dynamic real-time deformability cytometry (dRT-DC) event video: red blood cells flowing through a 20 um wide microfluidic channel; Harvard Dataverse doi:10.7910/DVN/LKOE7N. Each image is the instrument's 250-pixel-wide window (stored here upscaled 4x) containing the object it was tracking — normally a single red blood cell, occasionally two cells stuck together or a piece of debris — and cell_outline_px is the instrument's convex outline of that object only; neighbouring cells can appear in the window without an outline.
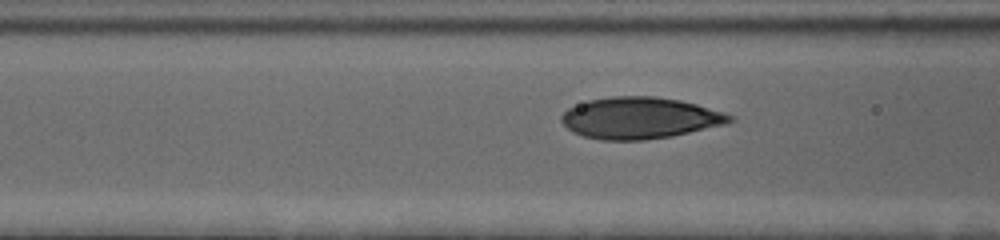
{"species": "human", "species_latin": "Homo sapiens", "temperature_condition": "cold", "stored_images_in_passage": 46, "camera_frame_rate_fps": 3000, "um_per_image_px": 0.085, "donor": {"sex": "female"}, "frame": {"image": 1, "passage_image": 13, "time_ms": 4.0, "image_size_px": [1000, 240], "cell_outline_px": [[724, 120], [696, 128], [680, 132], [660, 136], [596, 136], [568, 116], [568, 112], [584, 104], [600, 100], [668, 100], [688, 104], [724, 116]], "centroid_in_image_um": [54.49, 9.99], "position_along_channel_um": 112.1, "area_um2": 31.1}}
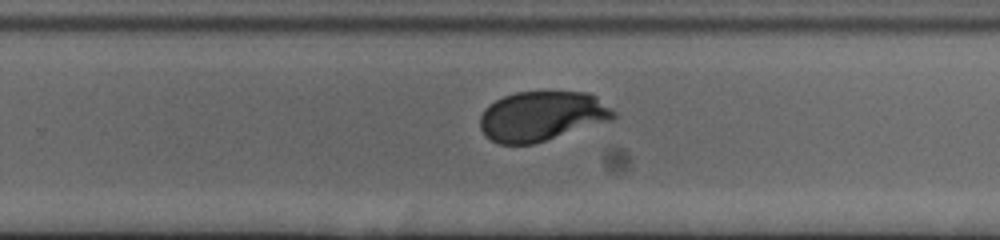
{"frame": {"image": 2, "passage_image": 28, "time_ms": 9.0, "image_size_px": [1000, 240], "cell_outline_px": [[604, 112], [548, 136], [536, 140], [520, 144], [516, 144], [496, 140], [484, 128], [484, 116], [488, 108], [500, 100], [512, 96], [532, 92], [560, 92], [588, 96]], "centroid_in_image_um": [45.65, 9.82], "position_along_channel_um": 284.2, "area_um2": 30.87}}
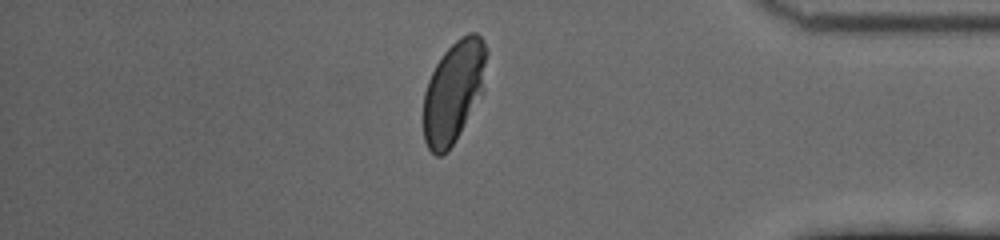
{"frame": {"image": 3, "passage_image": 40, "time_ms": 13.0, "image_size_px": [1000, 240], "cell_outline_px": [[484, 56], [476, 84], [460, 128], [456, 136], [448, 148], [444, 152], [436, 152], [428, 144], [424, 132], [424, 104], [428, 88], [432, 76], [436, 68], [444, 56], [460, 40], [468, 36], [480, 40], [484, 52]], "centroid_in_image_um": [38.38, 7.87], "position_along_channel_um": 396.8, "area_um2": 30.81}}